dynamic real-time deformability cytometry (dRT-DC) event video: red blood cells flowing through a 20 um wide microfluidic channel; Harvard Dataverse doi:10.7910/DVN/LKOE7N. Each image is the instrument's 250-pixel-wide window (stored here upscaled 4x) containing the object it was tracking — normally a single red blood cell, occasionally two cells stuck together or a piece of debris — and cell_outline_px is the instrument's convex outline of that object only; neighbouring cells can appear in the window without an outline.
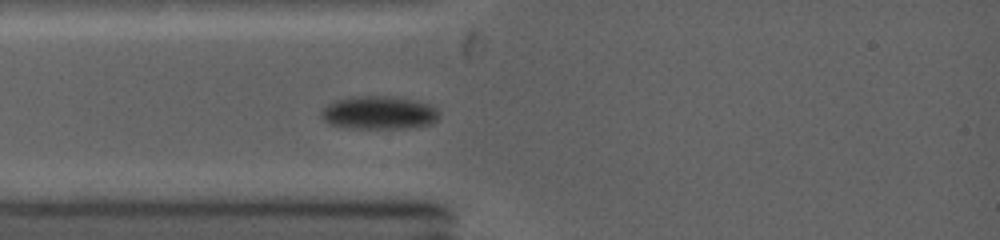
{"species": "common noctule bat (a hibernating species)", "species_latin": "Nyctalus noctula", "temperature_condition": "warm", "stored_images_in_passage": 41, "camera_frame_rate_fps": 5000, "um_per_image_px": 0.085, "animal": {"sex": "female", "body_mass_g": 19.0, "forearm_length_mm": 53.3}, "frame": {"image": 1, "passage_image": 3, "time_ms": 1.4, "image_size_px": [1000, 240], "cell_outline_px": [[440, 116], [432, 124], [404, 128], [348, 128], [328, 124], [320, 116], [320, 112], [328, 104], [336, 100], [368, 96], [376, 96], [412, 100], [428, 104], [436, 108], [440, 112]], "centroid_in_image_um": [32.2, 9.61], "position_along_channel_um": 52.8, "area_um2": 22.43}}
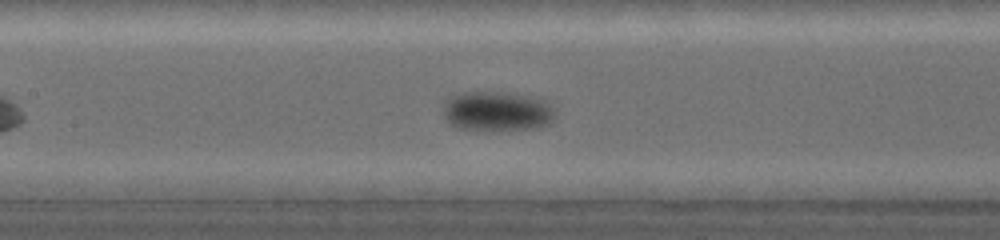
{"frame": {"image": 2, "passage_image": 8, "time_ms": 4.2, "image_size_px": [1000, 240], "cell_outline_px": [[556, 120], [552, 124], [540, 128], [500, 132], [488, 132], [456, 128], [448, 124], [444, 120], [444, 108], [456, 96], [476, 92], [516, 96], [536, 100], [548, 104], [556, 112]], "centroid_in_image_um": [42.29, 9.6], "position_along_channel_um": 165.1, "area_um2": 25.49}}
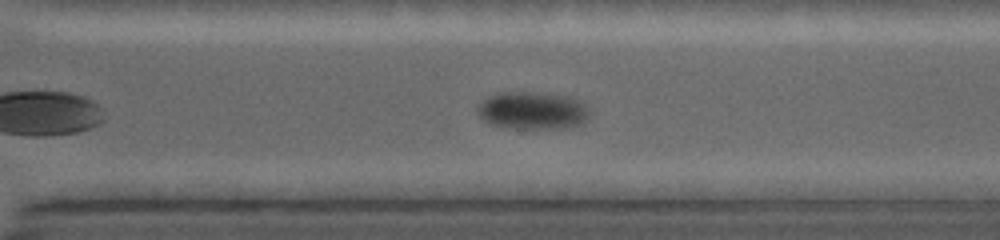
{"frame": {"image": 3, "passage_image": 22, "time_ms": 8.2, "image_size_px": [1000, 240], "cell_outline_px": [[588, 120], [580, 124], [560, 128], [516, 128], [492, 124], [484, 120], [476, 112], [476, 108], [484, 100], [500, 92], [528, 92], [568, 96], [580, 100], [588, 104]], "centroid_in_image_um": [45.3, 9.39], "position_along_channel_um": 325.3, "area_um2": 24.28}, "authors_computed_cell_mechanics": {"area_um2": 24.6806, "velocity_mm_per_s": 4.0059, "shape_relaxation_time_tau1_ms": 1.7737, "shape_relaxation_time_tau2_ms": null, "deformation_change_tau1": 0.0677, "deformation_change_tau2": null}}